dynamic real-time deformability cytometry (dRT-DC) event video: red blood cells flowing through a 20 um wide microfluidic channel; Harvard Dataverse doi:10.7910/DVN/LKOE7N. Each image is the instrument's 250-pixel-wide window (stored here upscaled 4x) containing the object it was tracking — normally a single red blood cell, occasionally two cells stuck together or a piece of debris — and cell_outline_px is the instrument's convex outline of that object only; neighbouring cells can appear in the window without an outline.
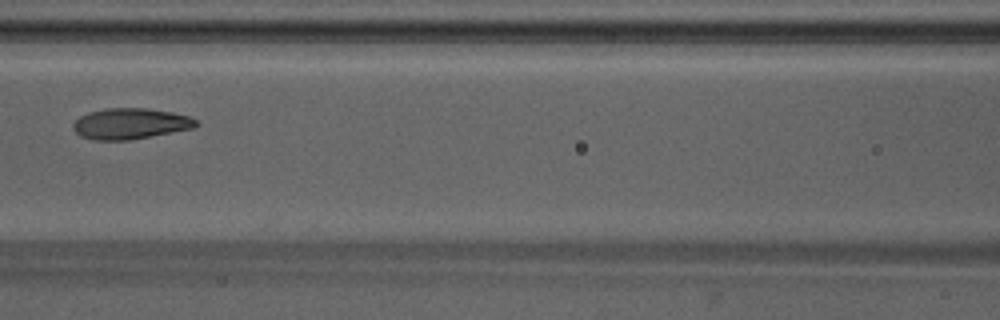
{"species": "Egyptian fruit bat (a non-hibernating species)", "species_latin": "Rousettus aegyptiacus", "temperature_condition": "warm", "stored_images_in_passage": 4, "camera_frame_rate_fps": 3000, "um_per_image_px": 0.085, "animal": {"sex": "male"}, "frame": {"image": 1, "passage_image": 4, "time_ms": 1.0, "image_size_px": [1000, 320], "cell_outline_px": [[200, 124], [196, 128], [128, 140], [96, 140], [80, 136], [72, 128], [72, 124], [80, 116], [88, 112], [104, 108], [148, 108], [172, 112], [188, 116], [196, 120]], "centroid_in_image_um": [11.09, 10.5], "position_along_channel_um": 155.5, "area_um2": 22.25}}